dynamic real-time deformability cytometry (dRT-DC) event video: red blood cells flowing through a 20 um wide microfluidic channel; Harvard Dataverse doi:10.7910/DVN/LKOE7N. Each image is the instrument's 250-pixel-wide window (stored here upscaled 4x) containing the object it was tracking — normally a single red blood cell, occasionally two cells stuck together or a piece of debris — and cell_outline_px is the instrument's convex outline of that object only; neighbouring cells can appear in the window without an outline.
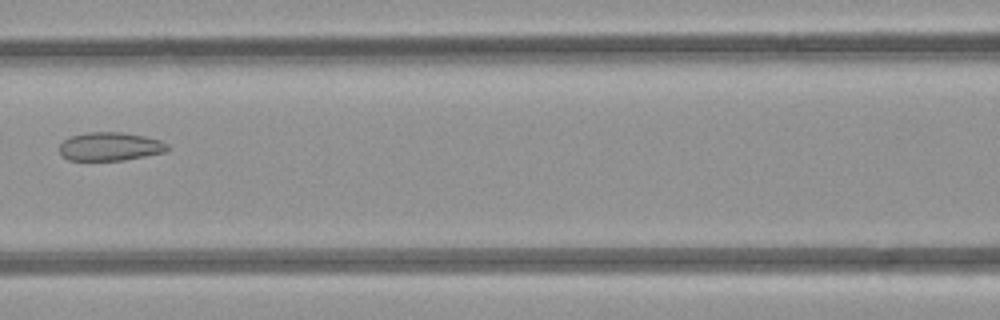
{"species": "common noctule bat (a hibernating species)", "species_latin": "Nyctalus noctula", "temperature_condition": "room temperature", "stored_images_in_passage": 4, "camera_frame_rate_fps": 3000, "um_per_image_px": 0.085, "animal": {"sex": "female", "body_mass_g": 21.9}, "frame": {"image": 1, "passage_image": 3, "time_ms": 2.333, "image_size_px": [1000, 320], "cell_outline_px": [[168, 148], [164, 152], [124, 160], [68, 160], [60, 152], [60, 144], [64, 140], [72, 136], [88, 132], [120, 132], [144, 136], [160, 140], [168, 144]], "centroid_in_image_um": [9.36, 12.45], "position_along_channel_um": 157.2, "area_um2": 17.69}}
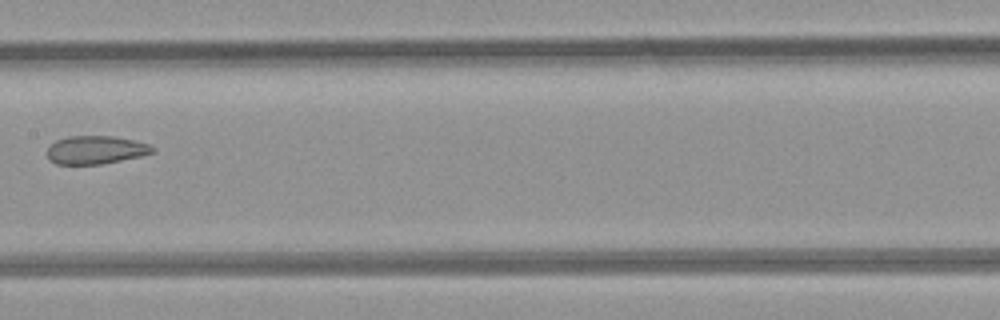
{"frame": {"image": 2, "passage_image": 4, "time_ms": 3.333, "image_size_px": [1000, 320], "cell_outline_px": [[156, 148], [152, 152], [140, 156], [100, 164], [56, 164], [48, 156], [48, 148], [56, 140], [68, 136], [112, 136], [132, 140], [148, 144]], "centroid_in_image_um": [8.13, 12.73], "position_along_channel_um": 199.3, "area_um2": 16.99}}